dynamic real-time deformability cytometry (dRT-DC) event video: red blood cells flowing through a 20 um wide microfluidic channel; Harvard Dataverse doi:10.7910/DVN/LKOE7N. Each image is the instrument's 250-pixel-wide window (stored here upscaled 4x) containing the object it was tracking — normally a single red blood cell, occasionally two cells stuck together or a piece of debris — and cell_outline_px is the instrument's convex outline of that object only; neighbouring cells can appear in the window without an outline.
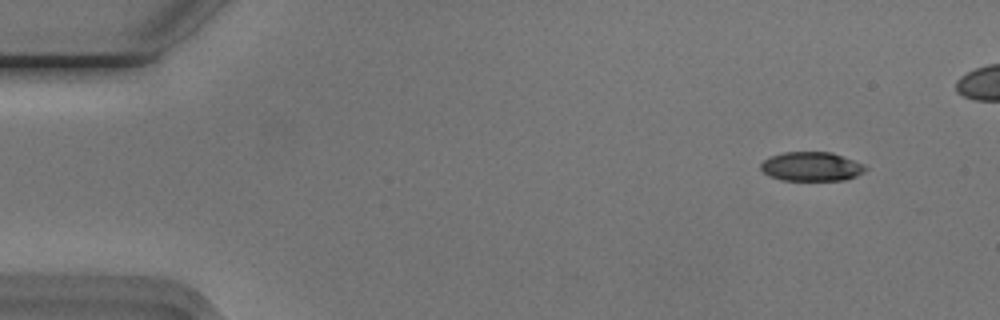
{"species": "Egyptian fruit bat (a non-hibernating species)", "species_latin": "Rousettus aegyptiacus", "temperature_condition": "cold", "stored_images_in_passage": 14, "camera_frame_rate_fps": 3000, "um_per_image_px": 0.085, "animal": {"sex": "male"}, "frame": {"image": 1, "passage_image": 3, "time_ms": 0.667, "image_size_px": [1000, 320], "cell_outline_px": [[868, 168], [864, 172], [848, 180], [780, 180], [768, 176], [760, 168], [760, 164], [764, 160], [772, 156], [784, 152], [832, 152], [864, 164]], "centroid_in_image_um": [68.99, 14.16], "position_along_channel_um": 16.0, "area_um2": 17.86}}